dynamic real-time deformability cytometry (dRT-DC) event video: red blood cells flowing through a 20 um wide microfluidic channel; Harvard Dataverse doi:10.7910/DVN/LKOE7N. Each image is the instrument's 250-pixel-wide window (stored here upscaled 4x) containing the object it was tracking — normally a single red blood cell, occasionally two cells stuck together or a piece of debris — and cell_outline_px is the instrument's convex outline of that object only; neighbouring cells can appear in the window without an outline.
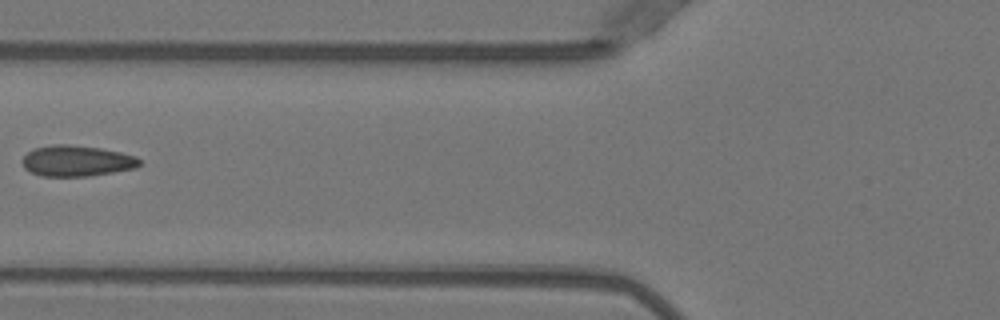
{"species": "Egyptian fruit bat (a non-hibernating species)", "species_latin": "Rousettus aegyptiacus", "temperature_condition": "warm", "stored_images_in_passage": 4, "camera_frame_rate_fps": 3000, "um_per_image_px": 0.085, "animal": {"sex": "female"}, "frame": {"image": 1, "passage_image": 3, "time_ms": 0.667, "image_size_px": [1000, 320], "cell_outline_px": [[140, 164], [136, 168], [88, 176], [40, 176], [24, 168], [24, 156], [32, 148], [52, 144], [68, 144], [100, 148], [120, 152], [136, 156], [140, 160]], "centroid_in_image_um": [6.52, 13.66], "position_along_channel_um": 119.3, "area_um2": 21.04}}
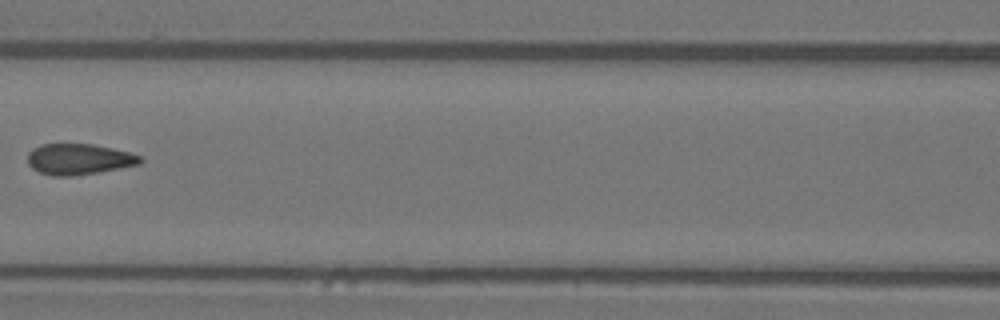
{"frame": {"image": 2, "passage_image": 4, "time_ms": 1.0, "image_size_px": [1000, 320], "cell_outline_px": [[144, 160], [140, 164], [96, 172], [72, 176], [52, 176], [40, 172], [32, 168], [28, 164], [28, 152], [32, 148], [40, 144], [92, 144], [132, 152], [140, 156]], "centroid_in_image_um": [6.69, 13.52], "position_along_channel_um": 159.9, "area_um2": 20.29}}